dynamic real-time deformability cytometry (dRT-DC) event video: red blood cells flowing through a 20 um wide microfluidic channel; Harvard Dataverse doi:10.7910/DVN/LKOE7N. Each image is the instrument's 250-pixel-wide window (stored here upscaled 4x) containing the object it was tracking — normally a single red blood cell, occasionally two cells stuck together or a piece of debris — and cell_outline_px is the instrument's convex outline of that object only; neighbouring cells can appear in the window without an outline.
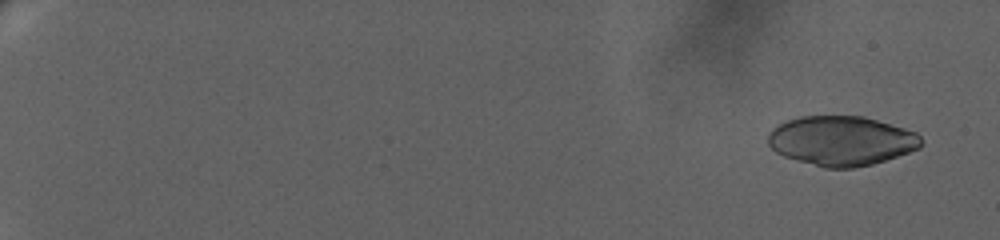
{"species": "human", "species_latin": "Homo sapiens", "temperature_condition": "warm", "stored_images_in_passage": 20, "camera_frame_rate_fps": 3000, "um_per_image_px": 0.085, "donor": {"sex": "female"}, "frame": {"image": 1, "passage_image": 2, "time_ms": 0.667, "image_size_px": [1000, 240], "cell_outline_px": [[924, 144], [920, 148], [872, 164], [852, 168], [824, 168], [796, 160], [784, 156], [776, 152], [768, 144], [768, 132], [772, 128], [788, 120], [800, 116], [864, 116], [904, 128], [916, 132], [924, 140]], "centroid_in_image_um": [71.52, 11.96], "position_along_channel_um": 13.5, "area_um2": 44.27}}
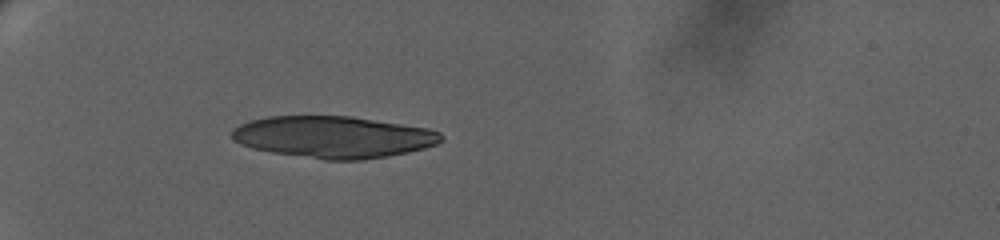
{"frame": {"image": 2, "passage_image": 15, "time_ms": 7.667, "image_size_px": [1000, 240], "cell_outline_px": [[444, 140], [436, 144], [424, 148], [408, 152], [364, 160], [324, 160], [272, 152], [252, 148], [240, 144], [232, 140], [232, 128], [248, 120], [268, 116], [352, 116], [428, 128], [440, 132], [444, 136]], "centroid_in_image_um": [28.32, 11.64], "position_along_channel_um": 56.7, "area_um2": 51.27}}